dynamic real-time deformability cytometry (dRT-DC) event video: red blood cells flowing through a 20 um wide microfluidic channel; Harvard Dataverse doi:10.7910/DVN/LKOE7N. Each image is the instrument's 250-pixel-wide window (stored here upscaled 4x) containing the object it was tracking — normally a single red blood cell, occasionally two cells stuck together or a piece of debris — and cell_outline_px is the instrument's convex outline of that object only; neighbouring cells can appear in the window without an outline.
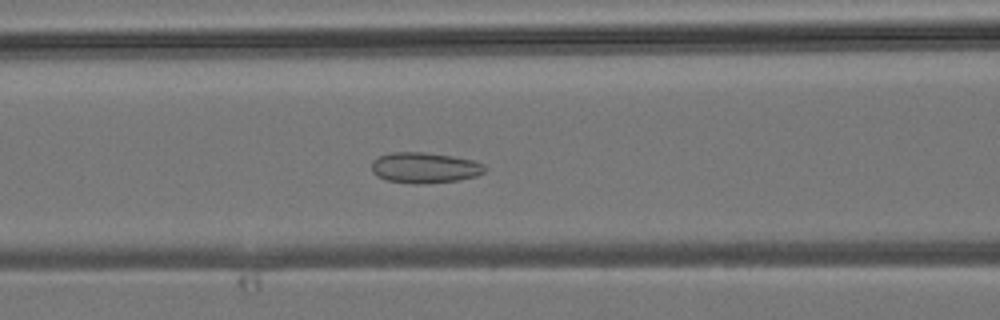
{"species": "common noctule bat (a hibernating species)", "species_latin": "Nyctalus noctula", "temperature_condition": "room temperature", "stored_images_in_passage": 44, "camera_frame_rate_fps": 3000, "um_per_image_px": 0.085, "animal": {"sex": "male", "body_mass_g": 19.2, "forearm_length_mm": 51.8}, "frame": {"image": 1, "passage_image": 18, "time_ms": 5.667, "image_size_px": [1000, 320], "cell_outline_px": [[488, 168], [484, 172], [476, 176], [460, 180], [416, 184], [388, 180], [376, 176], [372, 172], [372, 160], [380, 156], [392, 152], [424, 152], [452, 156], [472, 160], [484, 164]], "centroid_in_image_um": [36.11, 14.25], "position_along_channel_um": 130.5, "area_um2": 20.23}}
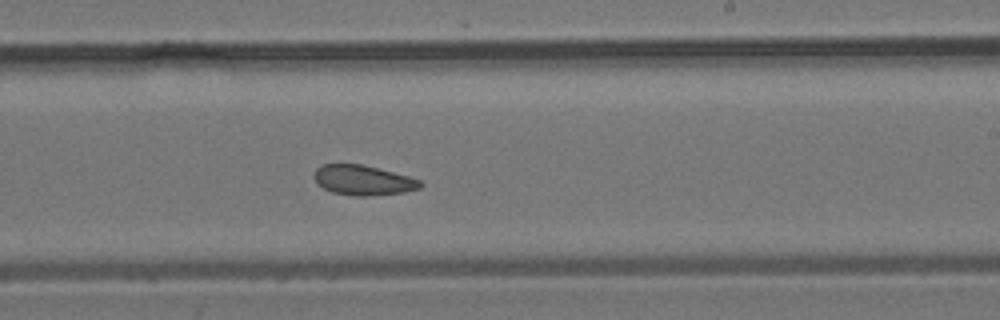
{"frame": {"image": 2, "passage_image": 26, "time_ms": 8.333, "image_size_px": [1000, 320], "cell_outline_px": [[424, 184], [420, 188], [404, 192], [368, 196], [352, 196], [332, 192], [316, 184], [316, 168], [320, 164], [360, 164], [408, 176], [420, 180]], "centroid_in_image_um": [30.86, 15.33], "position_along_channel_um": 258.1, "area_um2": 18.38}}
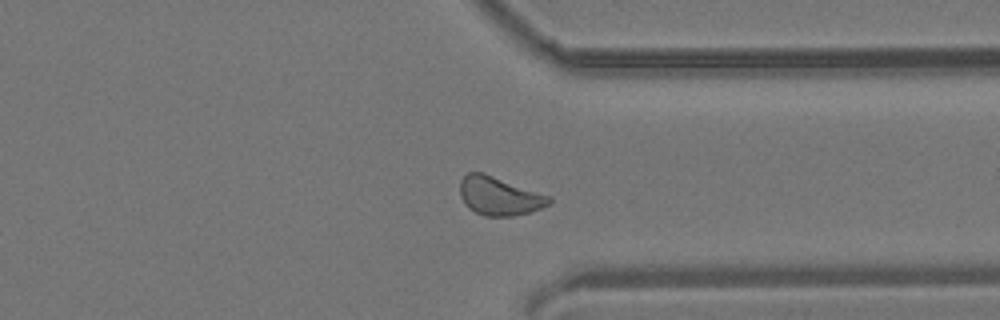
{"frame": {"image": 3, "passage_image": 33, "time_ms": 10.667, "image_size_px": [1000, 320], "cell_outline_px": [[552, 204], [528, 212], [512, 216], [484, 216], [468, 208], [464, 204], [460, 196], [460, 180], [468, 172], [484, 172], [552, 196]], "centroid_in_image_um": [42.45, 16.65], "position_along_channel_um": 369.0, "area_um2": 20.29}}